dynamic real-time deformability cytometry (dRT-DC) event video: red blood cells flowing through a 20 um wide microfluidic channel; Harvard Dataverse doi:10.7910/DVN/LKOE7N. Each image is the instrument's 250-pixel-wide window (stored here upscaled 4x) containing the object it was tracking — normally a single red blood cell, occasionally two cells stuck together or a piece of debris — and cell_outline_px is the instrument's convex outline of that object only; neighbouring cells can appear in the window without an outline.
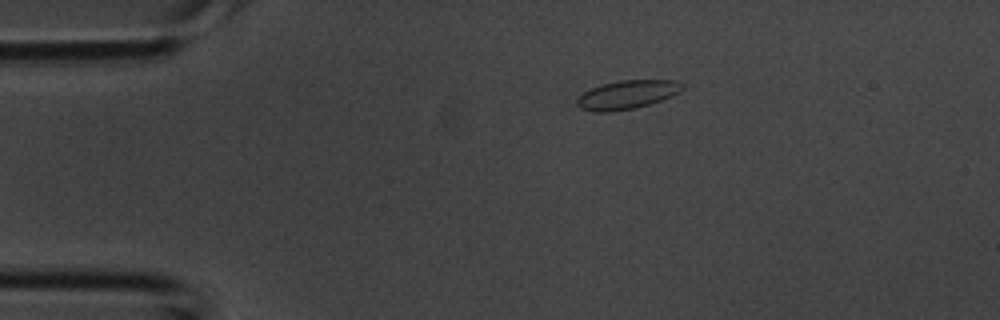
{"species": "common noctule bat (a hibernating species)", "species_latin": "Nyctalus noctula", "temperature_condition": "room temperature", "stored_images_in_passage": 2, "camera_frame_rate_fps": 3000, "um_per_image_px": 0.085, "animal": {"sex": "male", "body_mass_g": 20.1, "forearm_length_mm": 53.5}, "frame": {"image": 1, "passage_image": 2, "time_ms": 0.333, "image_size_px": [1000, 320], "cell_outline_px": [[684, 88], [680, 92], [672, 96], [636, 108], [608, 112], [596, 112], [580, 108], [576, 104], [576, 100], [584, 92], [600, 84], [620, 80], [676, 80], [684, 84]], "centroid_in_image_um": [53.32, 8.04], "position_along_channel_um": 31.7, "area_um2": 17.63}}